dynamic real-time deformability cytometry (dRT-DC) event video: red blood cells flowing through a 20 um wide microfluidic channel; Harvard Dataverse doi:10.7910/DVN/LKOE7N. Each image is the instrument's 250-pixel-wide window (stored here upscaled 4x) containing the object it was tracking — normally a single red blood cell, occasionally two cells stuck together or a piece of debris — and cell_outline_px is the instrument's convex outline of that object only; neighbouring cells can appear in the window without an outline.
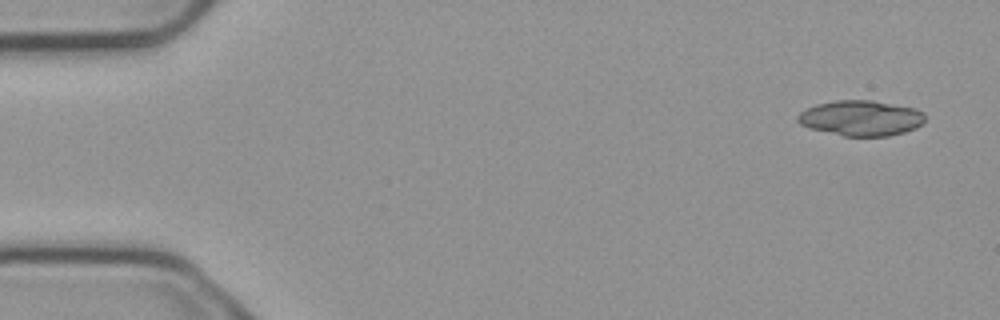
{"species": "common noctule bat (a hibernating species)", "species_latin": "Nyctalus noctula", "temperature_condition": "cold", "stored_images_in_passage": 7, "segment_of_instrument_passage": [1, 2], "camera_frame_rate_fps": 3000, "um_per_image_px": 0.085, "animal": {"sex": "male", "body_mass_g": 23.1, "forearm_length_mm": 52.7}, "frame": {"image": 1, "passage_image": 1, "time_ms": 0.0, "image_size_px": [1000, 320], "cell_outline_px": [[924, 120], [916, 128], [904, 132], [888, 136], [844, 136], [808, 128], [800, 124], [796, 120], [796, 116], [800, 112], [816, 104], [836, 100], [872, 100], [916, 108], [924, 112]], "centroid_in_image_um": [73.16, 10.03], "position_along_channel_um": 11.8, "area_um2": 26.36}}